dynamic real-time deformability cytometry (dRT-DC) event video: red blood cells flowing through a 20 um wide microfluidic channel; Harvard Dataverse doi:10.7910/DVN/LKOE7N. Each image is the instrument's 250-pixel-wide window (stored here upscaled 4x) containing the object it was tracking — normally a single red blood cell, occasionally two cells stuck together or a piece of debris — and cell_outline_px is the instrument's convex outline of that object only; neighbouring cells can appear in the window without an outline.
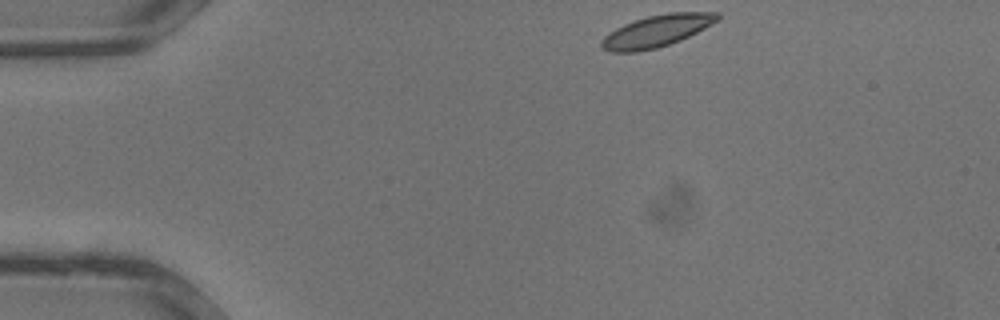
{"species": "common noctule bat (a hibernating species)", "species_latin": "Nyctalus noctula", "temperature_condition": "warm", "stored_images_in_passage": 6, "camera_frame_rate_fps": 3000, "um_per_image_px": 0.085, "animal": {"sex": "male", "body_mass_g": 13.3}, "frame": {"image": 1, "passage_image": 1, "time_ms": 0.0, "image_size_px": [1000, 320], "cell_outline_px": [[720, 20], [680, 40], [656, 48], [636, 52], [612, 52], [604, 48], [600, 44], [600, 40], [604, 36], [616, 28], [624, 24], [648, 16], [668, 12], [720, 12]], "centroid_in_image_um": [55.83, 2.62], "position_along_channel_um": 29.2, "area_um2": 21.39}}
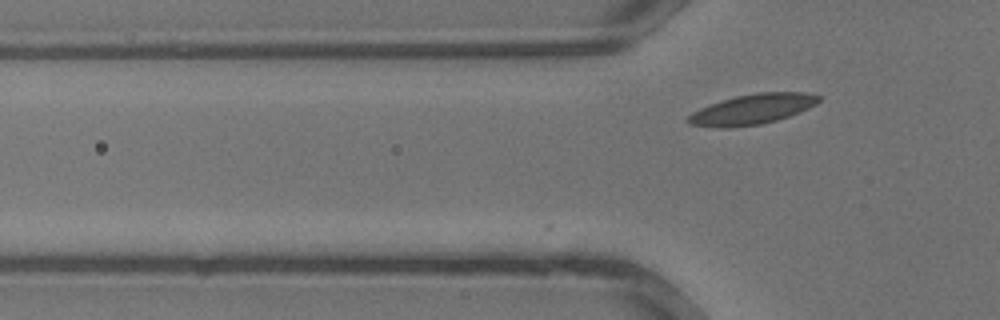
{"frame": {"image": 2, "passage_image": 6, "time_ms": 1.667, "image_size_px": [1000, 320], "cell_outline_px": [[820, 100], [816, 104], [800, 112], [776, 120], [760, 124], [732, 128], [720, 128], [688, 124], [684, 120], [692, 112], [700, 108], [736, 96], [756, 92], [804, 92], [820, 96]], "centroid_in_image_um": [63.92, 9.29], "position_along_channel_um": 61.9, "area_um2": 22.95}}